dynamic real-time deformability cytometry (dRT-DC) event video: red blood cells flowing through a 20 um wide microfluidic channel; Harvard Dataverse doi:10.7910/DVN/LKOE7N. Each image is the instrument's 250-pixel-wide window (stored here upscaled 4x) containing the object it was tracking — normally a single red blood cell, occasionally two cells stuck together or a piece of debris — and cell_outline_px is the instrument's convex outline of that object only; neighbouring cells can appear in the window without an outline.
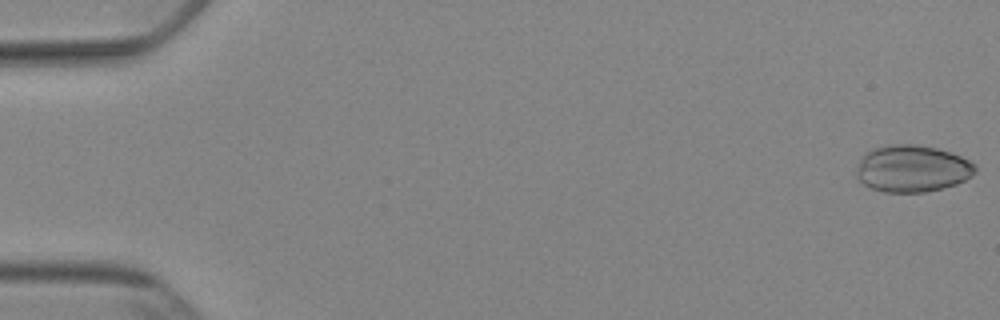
{"species": "Egyptian fruit bat (a non-hibernating species)", "species_latin": "Rousettus aegyptiacus", "temperature_condition": "cold", "stored_images_in_passage": 47, "camera_frame_rate_fps": 3000, "um_per_image_px": 0.085, "animal": {"sex": "female"}, "frame": {"image": 1, "passage_image": 1, "time_ms": 0.0, "image_size_px": [1000, 320], "cell_outline_px": [[976, 172], [972, 176], [956, 184], [944, 188], [924, 192], [884, 192], [872, 188], [864, 184], [856, 176], [856, 168], [864, 152], [872, 148], [892, 144], [916, 144], [936, 148], [960, 156], [976, 164]], "centroid_in_image_um": [77.53, 14.33], "position_along_channel_um": 7.5, "area_um2": 32.6}}
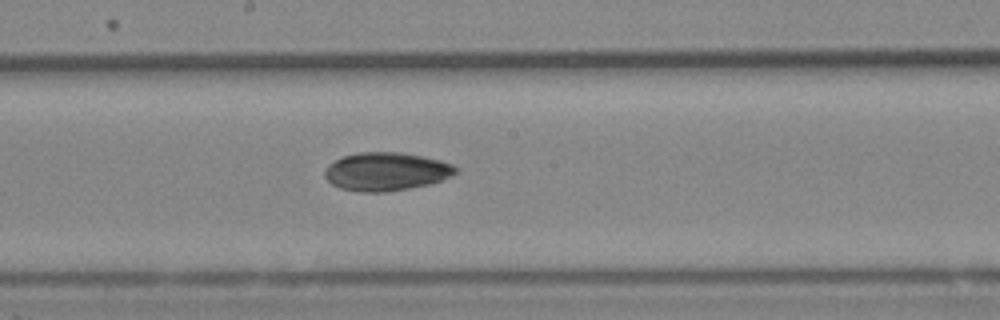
{"frame": {"image": 2, "passage_image": 29, "time_ms": 9.333, "image_size_px": [1000, 320], "cell_outline_px": [[456, 172], [440, 180], [428, 184], [408, 188], [384, 192], [360, 192], [340, 188], [332, 184], [324, 176], [324, 172], [328, 164], [344, 156], [360, 152], [400, 152], [440, 160], [452, 164], [456, 168]], "centroid_in_image_um": [32.77, 14.58], "position_along_channel_um": 215.4, "area_um2": 28.84}}
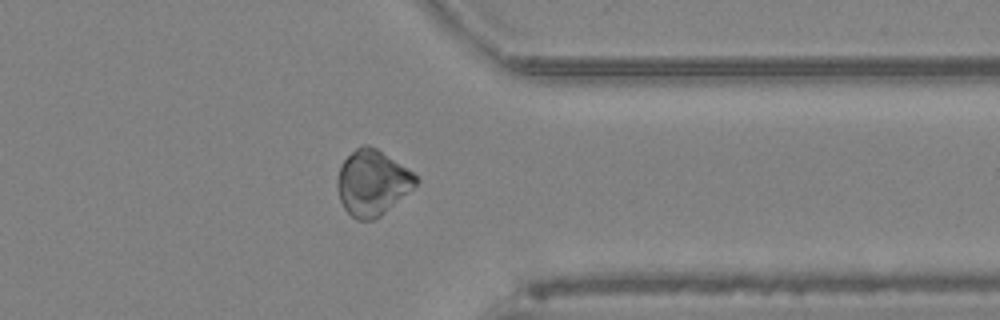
{"frame": {"image": 3, "passage_image": 42, "time_ms": 13.667, "image_size_px": [1000, 320], "cell_outline_px": [[420, 180], [408, 192], [380, 216], [372, 220], [356, 220], [344, 208], [340, 200], [336, 188], [336, 176], [340, 164], [356, 148], [364, 144], [368, 144], [376, 148], [412, 172]], "centroid_in_image_um": [31.6, 15.53], "position_along_channel_um": 379.8, "area_um2": 29.71}}